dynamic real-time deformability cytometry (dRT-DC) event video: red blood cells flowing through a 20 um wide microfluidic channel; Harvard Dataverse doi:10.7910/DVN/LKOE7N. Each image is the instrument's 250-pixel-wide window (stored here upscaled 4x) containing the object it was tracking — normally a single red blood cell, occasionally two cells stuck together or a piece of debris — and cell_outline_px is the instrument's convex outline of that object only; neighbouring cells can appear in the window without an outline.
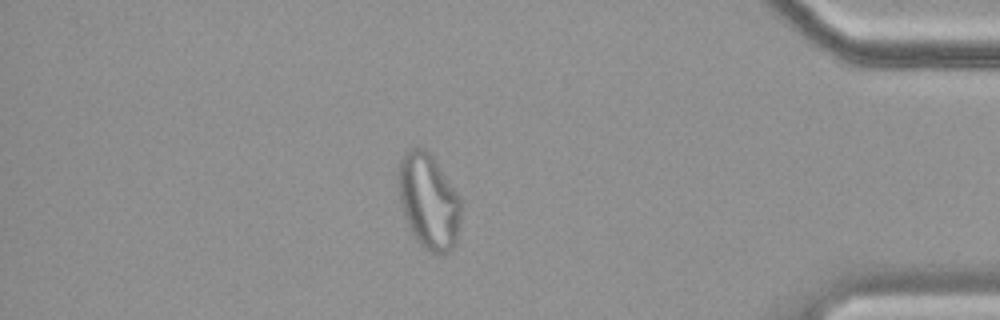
{"species": "common noctule bat (a hibernating species)", "species_latin": "Nyctalus noctula", "temperature_condition": "cold", "stored_images_in_passage": 57, "camera_frame_rate_fps": 3000, "um_per_image_px": 0.085, "animal": {"sex": "female", "body_mass_g": 19.9}, "frame": {"image": 1, "passage_image": 49, "time_ms": 16.0, "image_size_px": [1000, 320], "cell_outline_px": [[460, 216], [456, 244], [448, 252], [432, 252], [424, 248], [416, 240], [408, 224], [400, 200], [400, 160], [412, 148], [424, 148], [432, 156], [456, 192], [460, 200]], "centroid_in_image_um": [36.46, 17.14], "position_along_channel_um": 398.7, "area_um2": 33.52}}